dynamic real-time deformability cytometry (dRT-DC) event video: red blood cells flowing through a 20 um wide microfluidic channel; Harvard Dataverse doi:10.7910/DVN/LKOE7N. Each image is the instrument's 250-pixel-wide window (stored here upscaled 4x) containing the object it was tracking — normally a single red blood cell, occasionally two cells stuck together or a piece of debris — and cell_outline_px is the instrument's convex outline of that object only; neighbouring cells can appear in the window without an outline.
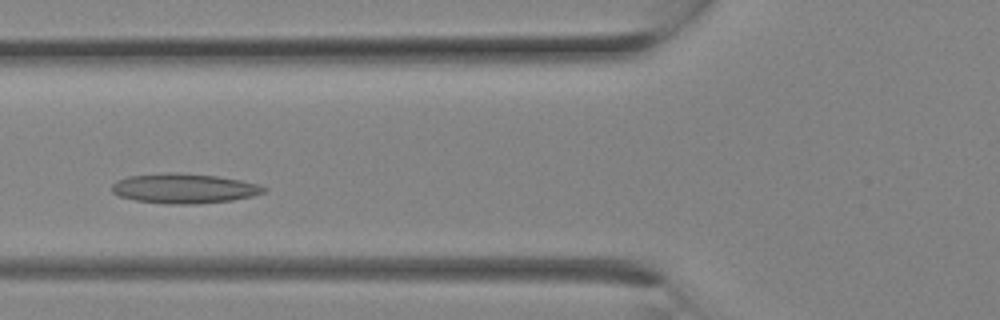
{"species": "Egyptian fruit bat (a non-hibernating species)", "species_latin": "Rousettus aegyptiacus", "temperature_condition": "room temperature", "stored_images_in_passage": 22, "camera_frame_rate_fps": 3000, "um_per_image_px": 0.085, "animal": {"sex": "female"}, "frame": {"image": 1, "passage_image": 5, "time_ms": 1.333, "image_size_px": [1000, 320], "cell_outline_px": [[268, 188], [264, 192], [252, 196], [232, 200], [196, 204], [168, 204], [136, 200], [120, 196], [112, 192], [112, 184], [116, 180], [128, 176], [168, 172], [180, 172], [216, 176], [240, 180], [260, 184]], "centroid_in_image_um": [15.65, 16.01], "position_along_channel_um": 110.1, "area_um2": 26.47}}
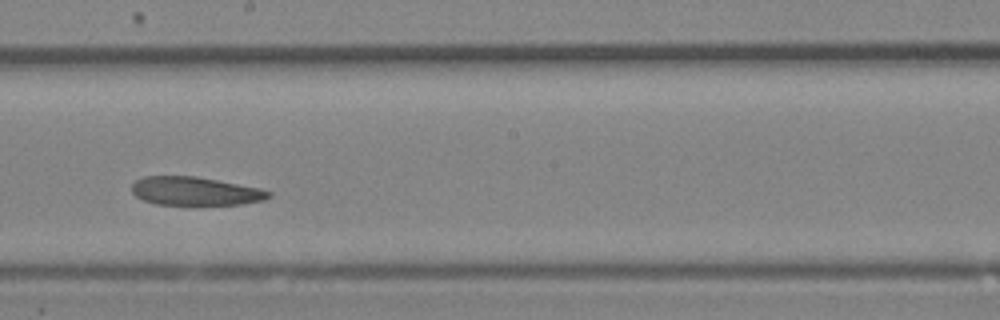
{"frame": {"image": 2, "passage_image": 10, "time_ms": 3.0, "image_size_px": [1000, 320], "cell_outline_px": [[272, 196], [264, 200], [240, 204], [156, 204], [144, 200], [136, 196], [132, 192], [132, 184], [136, 180], [144, 176], [196, 176], [260, 188], [272, 192]], "centroid_in_image_um": [16.6, 16.24], "position_along_channel_um": 231.6, "area_um2": 22.54}}
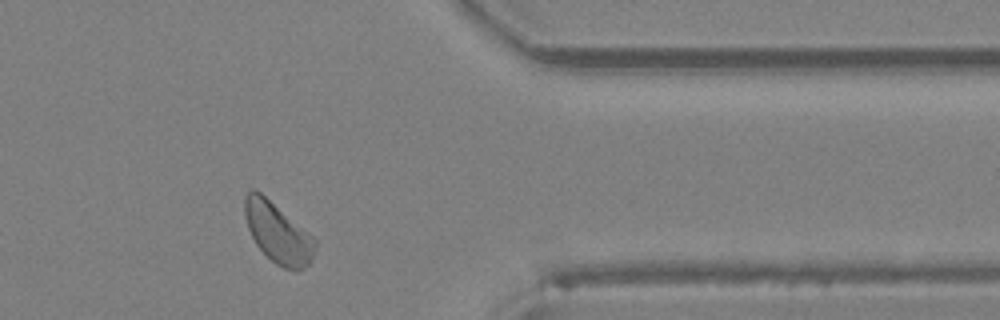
{"frame": {"image": 3, "passage_image": 17, "time_ms": 5.333, "image_size_px": [1000, 320], "cell_outline_px": [[316, 248], [312, 260], [304, 268], [296, 272], [284, 268], [276, 264], [256, 244], [248, 228], [244, 216], [244, 196], [252, 188], [260, 192], [312, 236], [316, 240]], "centroid_in_image_um": [23.61, 19.81], "position_along_channel_um": 387.8, "area_um2": 24.39}}